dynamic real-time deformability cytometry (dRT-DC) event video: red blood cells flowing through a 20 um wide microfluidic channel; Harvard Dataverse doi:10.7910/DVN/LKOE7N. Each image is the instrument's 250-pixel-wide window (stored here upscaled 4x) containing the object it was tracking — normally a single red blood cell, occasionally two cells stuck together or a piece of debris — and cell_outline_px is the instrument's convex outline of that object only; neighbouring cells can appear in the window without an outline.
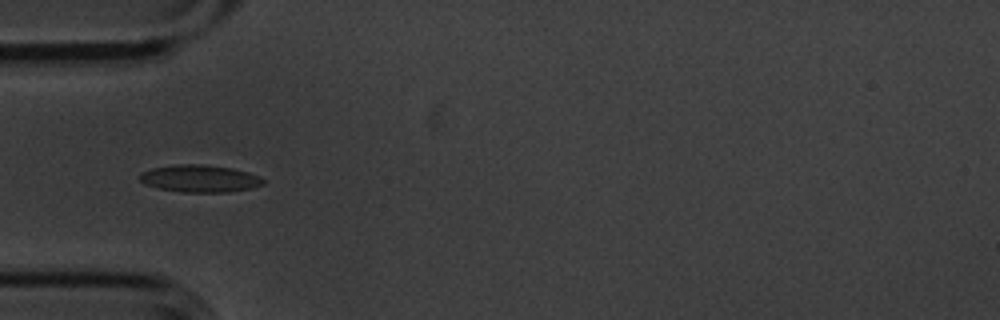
{"species": "common noctule bat (a hibernating species)", "species_latin": "Nyctalus noctula", "temperature_condition": "cold", "stored_images_in_passage": 6, "camera_frame_rate_fps": 3000, "um_per_image_px": 0.085, "animal": {"sex": "male", "body_mass_g": 20.1, "forearm_length_mm": 53.5}, "frame": {"image": 1, "passage_image": 5, "time_ms": 1.333, "image_size_px": [1000, 320], "cell_outline_px": [[264, 184], [252, 188], [228, 192], [180, 192], [156, 188], [144, 184], [140, 180], [140, 172], [152, 168], [176, 164], [204, 164], [232, 168], [248, 172], [260, 176], [264, 180]], "centroid_in_image_um": [16.97, 15.18], "position_along_channel_um": 68.0, "area_um2": 19.83}}
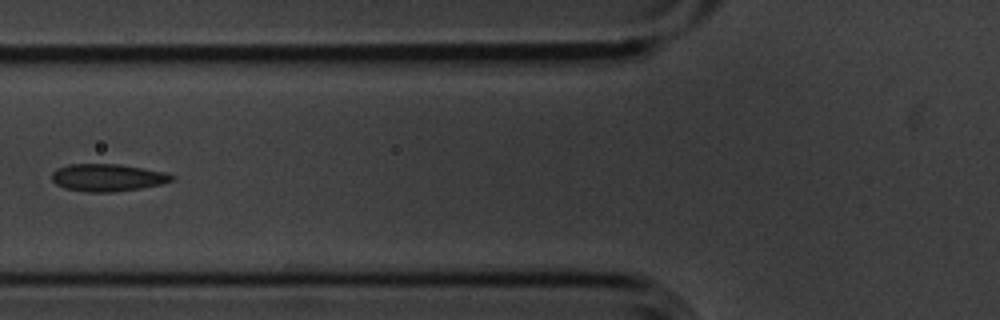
{"frame": {"image": 2, "passage_image": 6, "time_ms": 1.667, "image_size_px": [1000, 320], "cell_outline_px": [[176, 176], [172, 180], [160, 184], [140, 188], [112, 192], [88, 192], [64, 188], [56, 184], [52, 180], [52, 172], [56, 168], [68, 164], [120, 164], [164, 172]], "centroid_in_image_um": [9.1, 15.09], "position_along_channel_um": 116.7, "area_um2": 19.07}}